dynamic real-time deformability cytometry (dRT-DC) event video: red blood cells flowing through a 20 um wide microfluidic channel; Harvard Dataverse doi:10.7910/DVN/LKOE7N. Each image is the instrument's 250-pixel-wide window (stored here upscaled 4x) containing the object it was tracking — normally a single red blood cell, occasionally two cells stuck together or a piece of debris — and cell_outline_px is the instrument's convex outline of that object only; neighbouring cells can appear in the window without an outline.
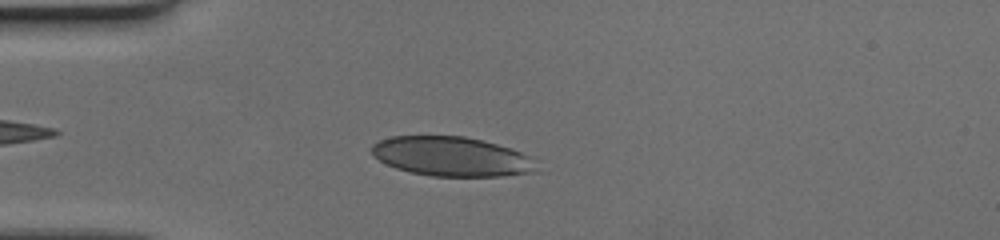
{"species": "human", "species_latin": "Homo sapiens", "temperature_condition": "cold", "stored_images_in_passage": 34, "camera_frame_rate_fps": 3000, "um_per_image_px": 0.085, "donor": {"sex": "female"}, "frame": {"image": 1, "passage_image": 5, "time_ms": 1.333, "image_size_px": [1000, 240], "cell_outline_px": [[528, 172], [500, 176], [432, 176], [412, 172], [396, 168], [380, 160], [372, 152], [372, 144], [380, 140], [392, 136], [464, 136], [496, 144], [520, 152], [528, 156]], "centroid_in_image_um": [38.23, 13.28], "position_along_channel_um": 46.8, "area_um2": 36.59}}
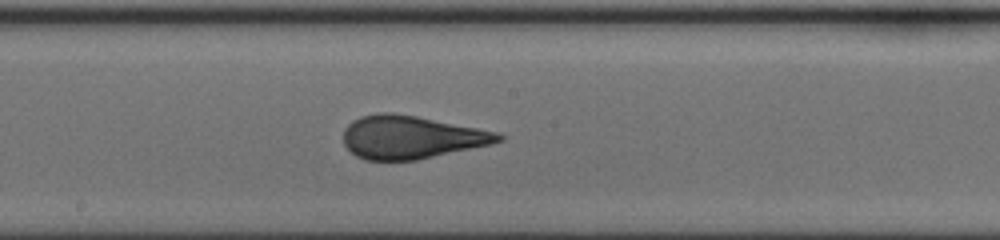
{"frame": {"image": 2, "passage_image": 19, "time_ms": 6.0, "image_size_px": [1000, 240], "cell_outline_px": [[504, 140], [488, 144], [416, 160], [364, 160], [356, 156], [344, 144], [344, 128], [352, 120], [360, 116], [376, 112], [392, 112], [416, 116], [500, 132], [504, 136]], "centroid_in_image_um": [34.91, 11.64], "position_along_channel_um": 213.3, "area_um2": 38.73}}
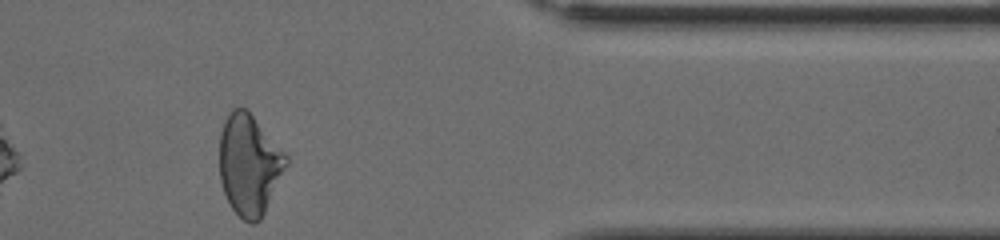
{"frame": {"image": 3, "passage_image": 34, "time_ms": 11.0, "image_size_px": [1000, 240], "cell_outline_px": [[288, 164], [260, 220], [252, 224], [244, 220], [232, 208], [224, 192], [220, 180], [220, 132], [232, 108], [244, 108], [252, 116], [288, 156]], "centroid_in_image_um": [21.18, 14.02], "position_along_channel_um": 390.2, "area_um2": 38.38}}